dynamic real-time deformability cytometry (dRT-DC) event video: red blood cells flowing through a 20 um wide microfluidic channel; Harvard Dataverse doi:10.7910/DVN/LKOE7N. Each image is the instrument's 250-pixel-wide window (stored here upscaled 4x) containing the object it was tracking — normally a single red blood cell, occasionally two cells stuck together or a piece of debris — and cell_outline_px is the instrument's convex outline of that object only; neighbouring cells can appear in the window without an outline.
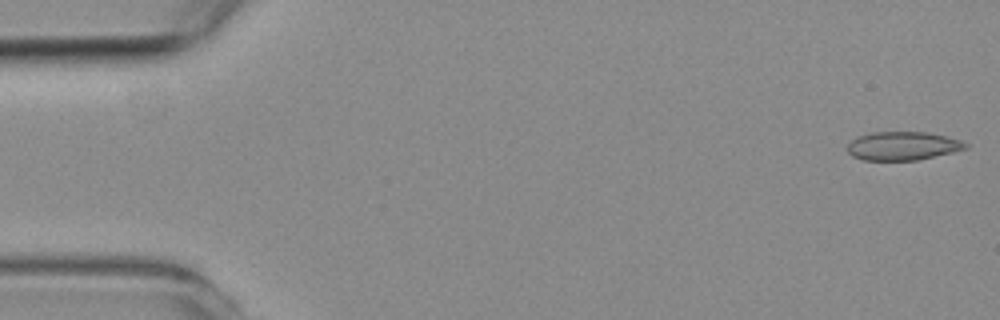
{"species": "common noctule bat (a hibernating species)", "species_latin": "Nyctalus noctula", "temperature_condition": "room temperature", "stored_images_in_passage": 6, "camera_frame_rate_fps": 3000, "um_per_image_px": 0.085, "animal": {"sex": "female", "body_mass_g": 19.3, "forearm_length_mm": 54.1}, "frame": {"image": 1, "passage_image": 1, "time_ms": 0.0, "image_size_px": [1000, 320], "cell_outline_px": [[972, 144], [968, 148], [952, 152], [916, 160], [864, 160], [852, 156], [848, 152], [848, 144], [856, 136], [872, 132], [928, 132], [948, 136]], "centroid_in_image_um": [76.76, 12.39], "position_along_channel_um": 8.2, "area_um2": 19.77}}
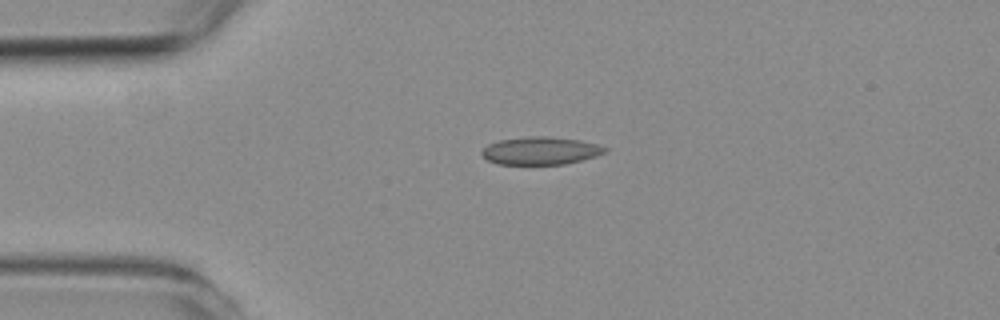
{"frame": {"image": 2, "passage_image": 4, "time_ms": 3.667, "image_size_px": [1000, 320], "cell_outline_px": [[608, 152], [596, 156], [564, 164], [496, 164], [488, 160], [480, 152], [488, 144], [500, 140], [528, 136], [548, 136], [580, 140], [596, 144], [608, 148]], "centroid_in_image_um": [45.96, 12.81], "position_along_channel_um": 39.0, "area_um2": 19.88}}
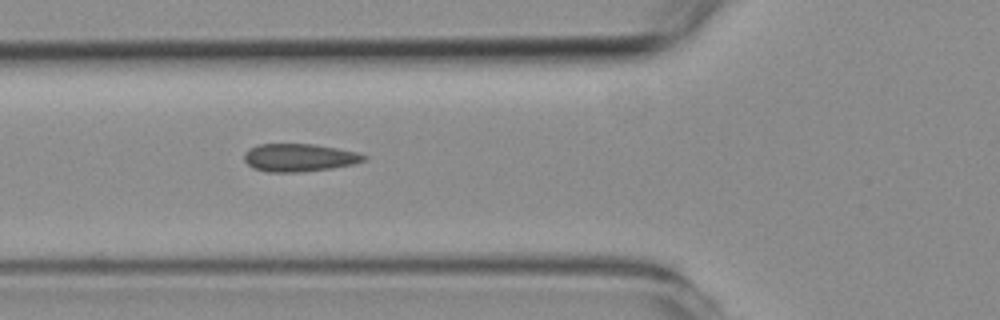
{"frame": {"image": 3, "passage_image": 6, "time_ms": 6.0, "image_size_px": [1000, 320], "cell_outline_px": [[368, 156], [364, 160], [352, 164], [332, 168], [300, 172], [268, 172], [252, 168], [244, 160], [244, 152], [248, 148], [260, 144], [316, 144], [356, 152]], "centroid_in_image_um": [25.39, 13.39], "position_along_channel_um": 100.4, "area_um2": 19.42}}